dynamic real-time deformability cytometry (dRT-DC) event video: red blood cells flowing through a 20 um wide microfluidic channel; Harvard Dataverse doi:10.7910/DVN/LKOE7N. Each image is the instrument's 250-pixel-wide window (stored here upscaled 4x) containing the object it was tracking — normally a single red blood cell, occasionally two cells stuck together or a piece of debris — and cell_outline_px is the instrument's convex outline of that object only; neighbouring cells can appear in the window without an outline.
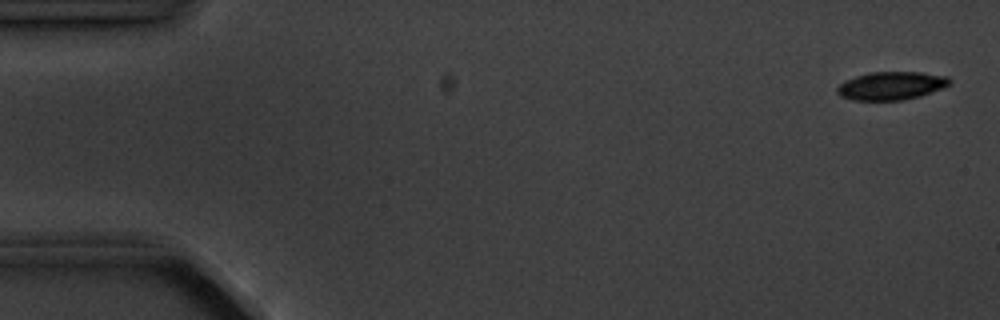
{"species": "common noctule bat (a hibernating species)", "species_latin": "Nyctalus noctula", "temperature_condition": "cold", "stored_images_in_passage": 6, "camera_frame_rate_fps": 3000, "um_per_image_px": 0.085, "animal": {"sex": "male", "body_mass_g": 20.1, "forearm_length_mm": 53.5}, "frame": {"image": 1, "passage_image": 1, "time_ms": 0.0, "image_size_px": [1000, 320], "cell_outline_px": [[952, 80], [944, 88], [920, 96], [904, 100], [852, 100], [840, 96], [836, 92], [836, 88], [844, 80], [868, 72], [920, 72], [948, 76]], "centroid_in_image_um": [75.75, 7.28], "position_along_channel_um": 9.3, "area_um2": 18.61}}
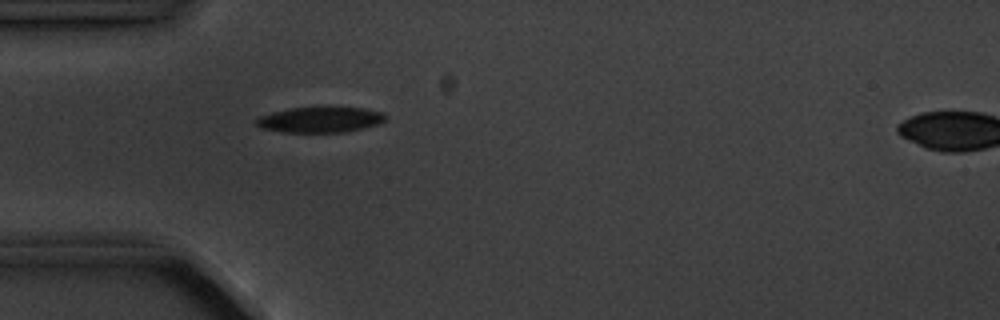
{"frame": {"image": 2, "passage_image": 5, "time_ms": 4.667, "image_size_px": [1000, 320], "cell_outline_px": [[388, 116], [384, 120], [376, 124], [344, 132], [284, 132], [264, 128], [256, 124], [256, 120], [260, 116], [272, 112], [288, 108], [328, 104], [364, 108], [384, 112]], "centroid_in_image_um": [27.26, 10.11], "position_along_channel_um": 57.7, "area_um2": 19.94}}